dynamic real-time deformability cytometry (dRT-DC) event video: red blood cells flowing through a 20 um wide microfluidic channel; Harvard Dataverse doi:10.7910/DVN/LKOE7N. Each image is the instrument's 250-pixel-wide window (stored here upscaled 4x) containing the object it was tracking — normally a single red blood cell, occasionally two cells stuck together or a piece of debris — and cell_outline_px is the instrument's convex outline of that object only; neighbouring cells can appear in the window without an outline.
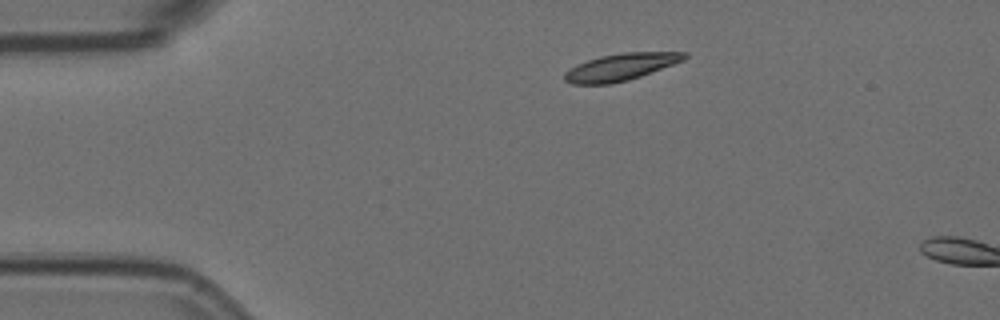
{"species": "Egyptian fruit bat (a non-hibernating species)", "species_latin": "Rousettus aegyptiacus", "temperature_condition": "room temperature", "stored_images_in_passage": 2, "camera_frame_rate_fps": 3000, "um_per_image_px": 0.085, "animal": {"sex": "female"}, "frame": {"image": 1, "passage_image": 1, "time_ms": 0.0, "image_size_px": [1000, 320], "cell_outline_px": [[688, 56], [684, 60], [640, 76], [628, 80], [608, 84], [572, 84], [564, 80], [564, 72], [576, 64], [600, 56], [620, 52], [688, 52]], "centroid_in_image_um": [52.74, 5.69], "position_along_channel_um": 32.3, "area_um2": 18.84}}